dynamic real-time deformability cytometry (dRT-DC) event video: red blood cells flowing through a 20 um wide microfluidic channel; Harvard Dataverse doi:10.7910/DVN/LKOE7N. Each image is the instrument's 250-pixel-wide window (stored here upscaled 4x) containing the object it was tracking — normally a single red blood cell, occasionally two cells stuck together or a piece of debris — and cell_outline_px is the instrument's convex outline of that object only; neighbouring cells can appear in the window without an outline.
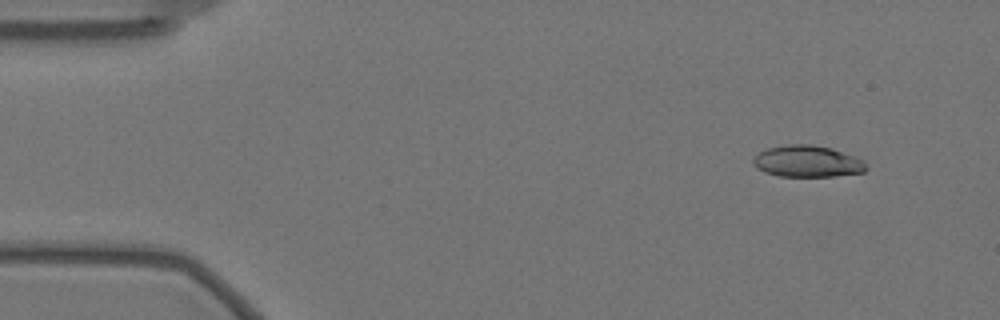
{"species": "Egyptian fruit bat (a non-hibernating species)", "species_latin": "Rousettus aegyptiacus", "temperature_condition": "warm", "stored_images_in_passage": 55, "camera_frame_rate_fps": 3000, "um_per_image_px": 0.085, "animal": {"sex": "female"}, "frame": {"image": 1, "passage_image": 3, "time_ms": 0.667, "image_size_px": [1000, 320], "cell_outline_px": [[868, 168], [864, 172], [836, 176], [780, 176], [764, 172], [756, 168], [752, 164], [752, 160], [760, 152], [768, 148], [788, 144], [812, 144], [832, 148], [856, 156], [864, 160]], "centroid_in_image_um": [68.66, 13.71], "position_along_channel_um": 16.3, "area_um2": 20.98}}
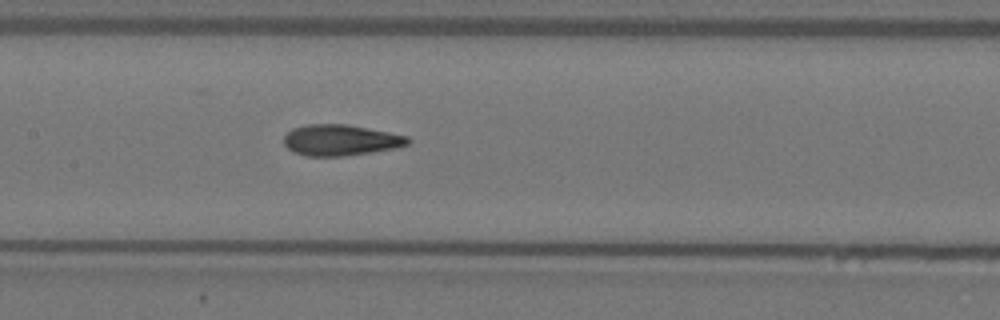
{"frame": {"image": 2, "passage_image": 25, "time_ms": 8.0, "image_size_px": [1000, 320], "cell_outline_px": [[412, 140], [408, 144], [396, 148], [372, 152], [344, 156], [308, 156], [292, 152], [284, 144], [284, 136], [292, 128], [308, 124], [348, 124], [408, 136]], "centroid_in_image_um": [28.95, 11.91], "position_along_channel_um": 178.5, "area_um2": 22.48}}
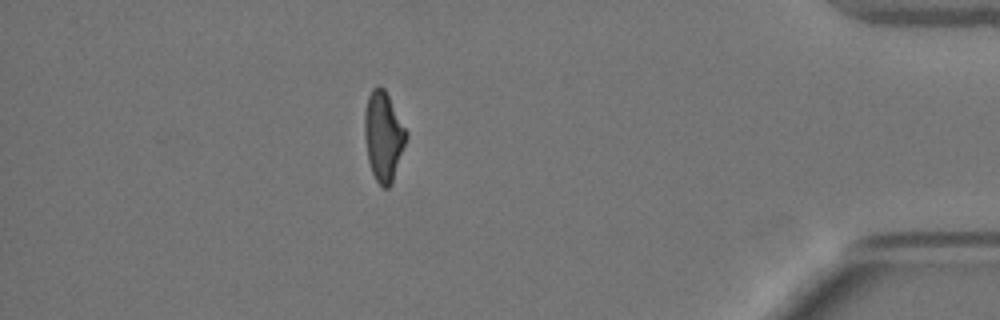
{"frame": {"image": 3, "passage_image": 48, "time_ms": 15.667, "image_size_px": [1000, 320], "cell_outline_px": [[408, 136], [392, 184], [388, 188], [384, 188], [376, 180], [372, 172], [368, 160], [364, 136], [364, 112], [368, 96], [372, 88], [376, 84], [380, 84], [384, 88], [408, 132]], "centroid_in_image_um": [32.59, 11.55], "position_along_channel_um": 402.6, "area_um2": 21.96}, "authors_computed_cell_mechanics": {"area_um2": 22.0218, "velocity_mm_per_s": 3.5206, "shape_relaxation_time_tau1_ms": 9.823, "shape_relaxation_time_tau2_ms": 1.8811, "deformation_change_tau1": 0.2539, "deformation_change_tau2": 0.0998}}